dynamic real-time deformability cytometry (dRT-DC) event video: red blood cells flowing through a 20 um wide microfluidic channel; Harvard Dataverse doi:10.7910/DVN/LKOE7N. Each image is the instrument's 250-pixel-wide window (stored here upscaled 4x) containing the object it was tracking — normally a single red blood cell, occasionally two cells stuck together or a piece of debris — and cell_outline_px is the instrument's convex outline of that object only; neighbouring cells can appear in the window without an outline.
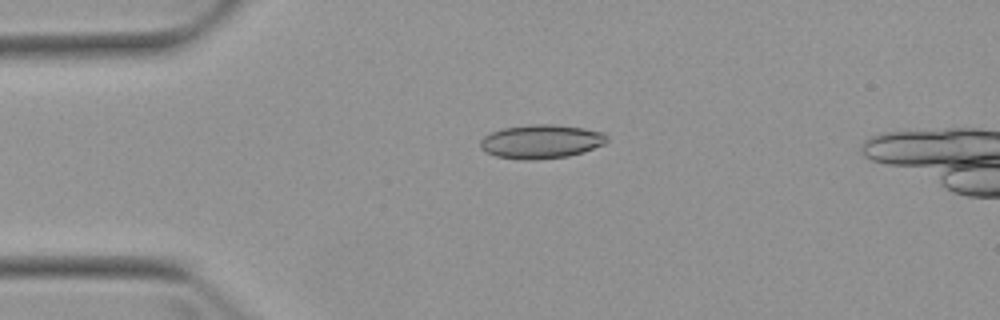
{"species": "Egyptian fruit bat (a non-hibernating species)", "species_latin": "Rousettus aegyptiacus", "temperature_condition": "warm", "stored_images_in_passage": 6, "camera_frame_rate_fps": 3000, "um_per_image_px": 0.085, "animal": {"sex": "female"}, "frame": {"image": 1, "passage_image": 3, "time_ms": 3.333, "image_size_px": [1000, 320], "cell_outline_px": [[608, 140], [604, 144], [584, 152], [568, 156], [536, 160], [520, 160], [496, 156], [484, 152], [480, 148], [480, 140], [484, 136], [492, 132], [504, 128], [532, 124], [552, 124], [584, 128], [604, 132], [608, 136]], "centroid_in_image_um": [46.0, 12.04], "position_along_channel_um": 39.0, "area_um2": 25.2}}
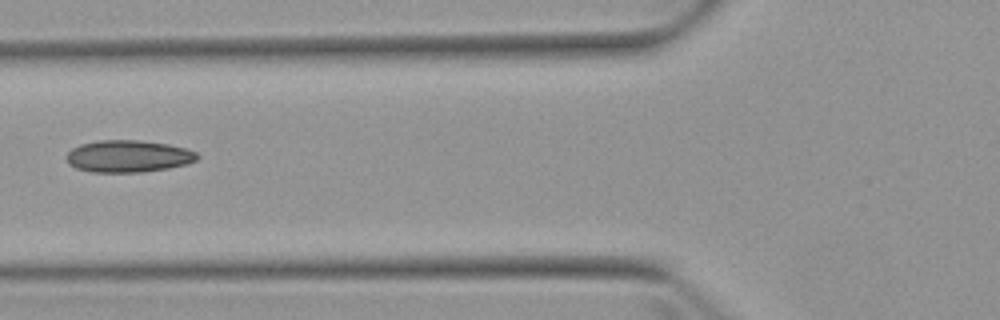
{"frame": {"image": 2, "passage_image": 5, "time_ms": 6.0, "image_size_px": [1000, 320], "cell_outline_px": [[200, 156], [196, 160], [188, 164], [168, 168], [140, 172], [92, 172], [76, 168], [68, 164], [68, 152], [72, 148], [80, 144], [100, 140], [140, 140], [168, 144], [184, 148], [196, 152]], "centroid_in_image_um": [10.91, 13.28], "position_along_channel_um": 114.9, "area_um2": 24.39}}
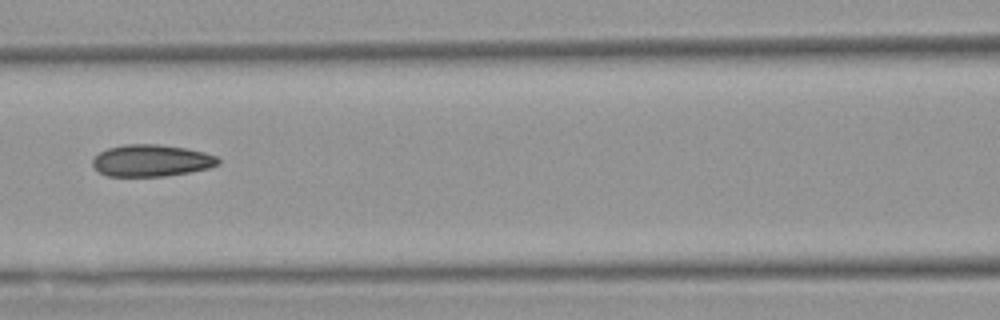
{"frame": {"image": 3, "passage_image": 6, "time_ms": 7.0, "image_size_px": [1000, 320], "cell_outline_px": [[220, 164], [208, 168], [188, 172], [164, 176], [108, 176], [100, 172], [92, 164], [92, 160], [100, 152], [108, 148], [124, 144], [160, 144], [184, 148], [204, 152], [216, 156], [220, 160]], "centroid_in_image_um": [12.87, 13.64], "position_along_channel_um": 153.7, "area_um2": 23.18}}